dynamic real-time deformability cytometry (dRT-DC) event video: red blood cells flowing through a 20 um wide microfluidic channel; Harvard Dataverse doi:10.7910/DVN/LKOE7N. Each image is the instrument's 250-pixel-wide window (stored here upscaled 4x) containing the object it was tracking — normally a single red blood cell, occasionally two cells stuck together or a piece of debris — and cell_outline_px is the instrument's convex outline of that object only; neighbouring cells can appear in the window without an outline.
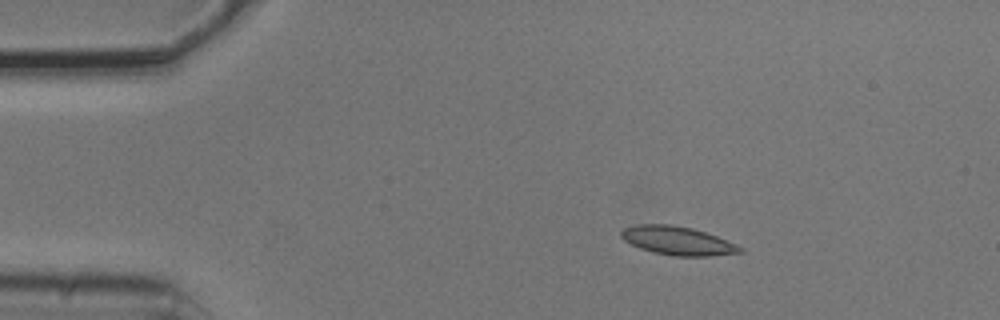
{"species": "common noctule bat (a hibernating species)", "species_latin": "Nyctalus noctula", "temperature_condition": "cold", "stored_images_in_passage": 4, "camera_frame_rate_fps": 3000, "um_per_image_px": 0.085, "animal": {"sex": "male", "body_mass_g": 20.5, "forearm_length_mm": 52.5}, "frame": {"image": 1, "passage_image": 3, "time_ms": 0.667, "image_size_px": [1000, 320], "cell_outline_px": [[744, 252], [712, 256], [676, 256], [652, 252], [640, 248], [624, 240], [620, 236], [620, 232], [624, 228], [636, 224], [672, 224], [692, 228], [716, 236], [736, 244], [744, 248]], "centroid_in_image_um": [57.6, 20.46], "position_along_channel_um": 27.4, "area_um2": 19.83}}